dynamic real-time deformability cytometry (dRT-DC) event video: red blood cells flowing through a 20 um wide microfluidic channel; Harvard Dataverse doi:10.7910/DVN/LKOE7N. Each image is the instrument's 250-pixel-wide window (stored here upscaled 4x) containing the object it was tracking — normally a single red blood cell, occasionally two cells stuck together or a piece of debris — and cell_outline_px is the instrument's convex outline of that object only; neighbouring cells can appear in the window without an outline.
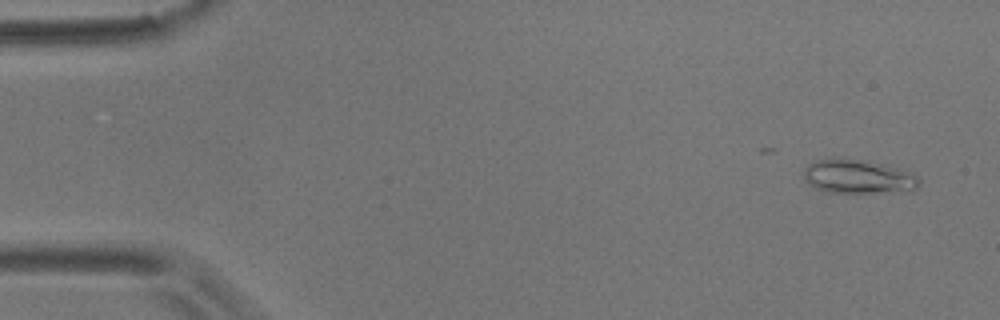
{"species": "common noctule bat (a hibernating species)", "species_latin": "Nyctalus noctula", "temperature_condition": "room temperature", "stored_images_in_passage": 5, "camera_frame_rate_fps": 3000, "um_per_image_px": 0.085, "animal": {"sex": "male", "body_mass_g": 17.9}, "frame": {"image": 1, "passage_image": 1, "time_ms": 0.0, "image_size_px": [1000, 320], "cell_outline_px": [[920, 184], [912, 192], [828, 192], [816, 188], [804, 180], [804, 168], [808, 164], [816, 160], [868, 160], [912, 172], [920, 180]], "centroid_in_image_um": [73.0, 15.04], "position_along_channel_um": 12.0, "area_um2": 22.6}}